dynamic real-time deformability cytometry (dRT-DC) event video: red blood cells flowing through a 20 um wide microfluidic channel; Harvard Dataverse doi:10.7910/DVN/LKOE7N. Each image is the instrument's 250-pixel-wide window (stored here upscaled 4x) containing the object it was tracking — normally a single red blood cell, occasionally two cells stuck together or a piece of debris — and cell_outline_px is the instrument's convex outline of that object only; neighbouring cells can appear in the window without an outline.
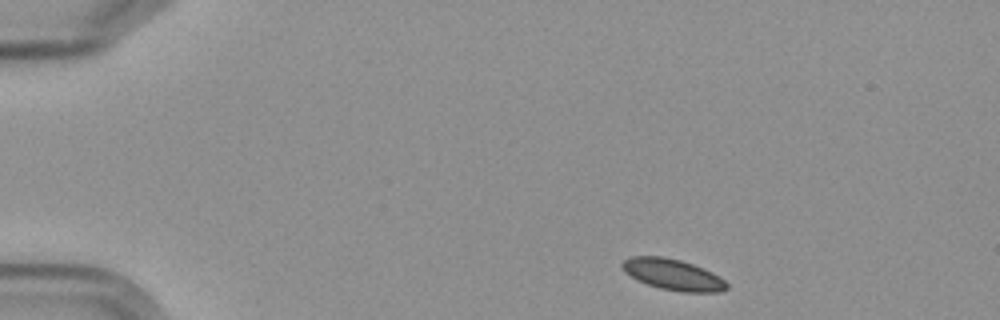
{"species": "Egyptian fruit bat (a non-hibernating species)", "species_latin": "Rousettus aegyptiacus", "temperature_condition": "cold", "stored_images_in_passage": 4, "camera_frame_rate_fps": 3000, "um_per_image_px": 0.085, "frame": {"image": 1, "passage_image": 4, "time_ms": 3.667, "image_size_px": [1000, 320], "cell_outline_px": [[728, 288], [720, 292], [680, 292], [660, 288], [636, 280], [624, 272], [620, 268], [620, 264], [624, 260], [632, 256], [664, 256], [680, 260], [704, 268], [712, 272], [724, 280], [728, 284]], "centroid_in_image_um": [57.17, 23.33], "position_along_channel_um": 27.8, "area_um2": 19.07}}